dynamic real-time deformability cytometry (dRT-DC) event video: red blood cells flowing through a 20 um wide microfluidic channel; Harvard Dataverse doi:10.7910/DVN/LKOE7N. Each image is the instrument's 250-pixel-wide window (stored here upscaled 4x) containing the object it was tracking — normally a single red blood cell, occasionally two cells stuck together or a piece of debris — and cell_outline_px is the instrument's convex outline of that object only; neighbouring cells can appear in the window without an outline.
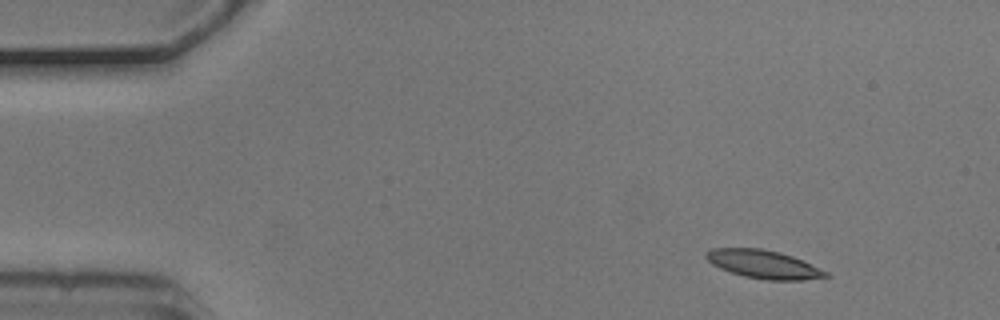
{"species": "common noctule bat (a hibernating species)", "species_latin": "Nyctalus noctula", "temperature_condition": "cold", "stored_images_in_passage": 4, "camera_frame_rate_fps": 3000, "um_per_image_px": 0.085, "animal": {"sex": "male", "body_mass_g": 20.5, "forearm_length_mm": 52.5}, "frame": {"image": 1, "passage_image": 1, "time_ms": 0.0, "image_size_px": [1000, 320], "cell_outline_px": [[828, 276], [804, 280], [768, 280], [744, 276], [720, 268], [712, 264], [704, 256], [704, 252], [712, 248], [760, 248], [780, 252], [792, 256], [828, 272]], "centroid_in_image_um": [64.86, 22.45], "position_along_channel_um": 20.1, "area_um2": 19.54}}